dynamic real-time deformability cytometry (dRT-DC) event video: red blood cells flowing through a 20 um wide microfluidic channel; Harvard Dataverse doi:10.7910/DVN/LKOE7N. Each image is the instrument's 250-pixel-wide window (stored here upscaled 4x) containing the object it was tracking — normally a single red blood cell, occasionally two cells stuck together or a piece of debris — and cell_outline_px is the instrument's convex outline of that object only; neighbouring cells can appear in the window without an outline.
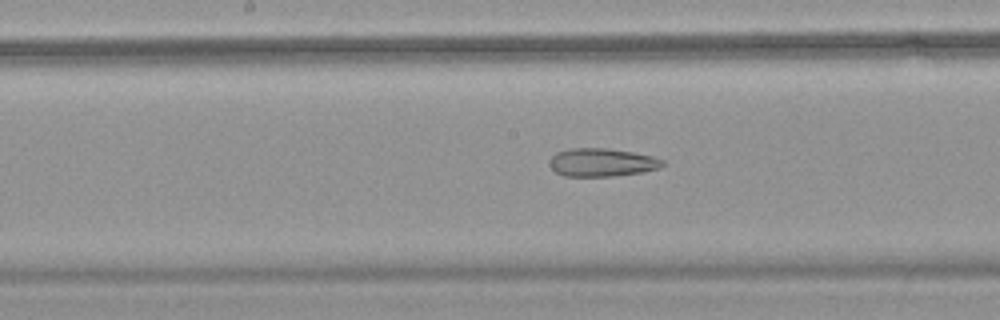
{"species": "common noctule bat (a hibernating species)", "species_latin": "Nyctalus noctula", "temperature_condition": "warm", "stored_images_in_passage": 41, "camera_frame_rate_fps": 3000, "um_per_image_px": 0.085, "animal": {"sex": "female", "body_mass_g": 18.4}, "frame": {"image": 1, "passage_image": 15, "time_ms": 4.667, "image_size_px": [1000, 320], "cell_outline_px": [[668, 164], [660, 168], [644, 172], [612, 176], [564, 176], [556, 172], [548, 164], [548, 160], [556, 152], [568, 148], [608, 148], [632, 152], [652, 156], [664, 160]], "centroid_in_image_um": [51.17, 13.8], "position_along_channel_um": 197.0, "area_um2": 18.84}}
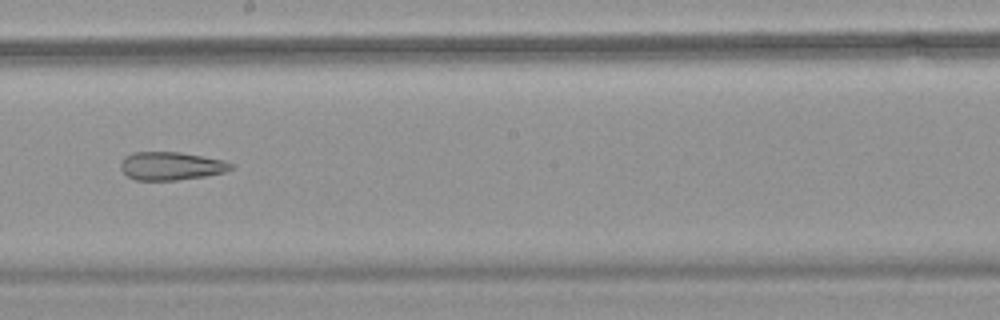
{"frame": {"image": 2, "passage_image": 18, "time_ms": 5.667, "image_size_px": [1000, 320], "cell_outline_px": [[236, 164], [232, 168], [224, 172], [204, 176], [176, 180], [136, 180], [128, 176], [120, 168], [120, 160], [124, 156], [132, 152], [180, 152], [224, 160]], "centroid_in_image_um": [14.53, 14.1], "position_along_channel_um": 233.7, "area_um2": 18.21}}
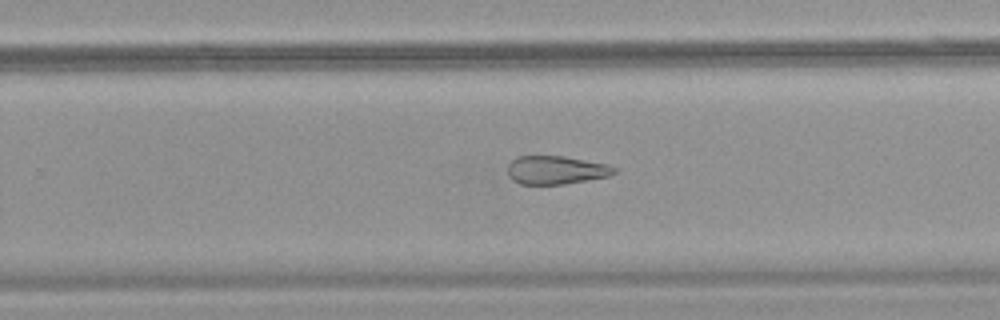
{"frame": {"image": 3, "passage_image": 22, "time_ms": 7.0, "image_size_px": [1000, 320], "cell_outline_px": [[620, 168], [616, 172], [608, 176], [588, 180], [564, 184], [520, 184], [512, 180], [508, 176], [508, 164], [516, 156], [564, 156], [608, 164]], "centroid_in_image_um": [47.27, 14.45], "position_along_channel_um": 282.5, "area_um2": 17.8}, "authors_computed_cell_mechanics": {"area_um2": 20.6346, "velocity_mm_per_s": 3.68, "shape_relaxation_time_tau1_ms": null, "shape_relaxation_time_tau2_ms": 4.1667, "deformation_change_tau1": null, "deformation_change_tau2": 0.1515}}